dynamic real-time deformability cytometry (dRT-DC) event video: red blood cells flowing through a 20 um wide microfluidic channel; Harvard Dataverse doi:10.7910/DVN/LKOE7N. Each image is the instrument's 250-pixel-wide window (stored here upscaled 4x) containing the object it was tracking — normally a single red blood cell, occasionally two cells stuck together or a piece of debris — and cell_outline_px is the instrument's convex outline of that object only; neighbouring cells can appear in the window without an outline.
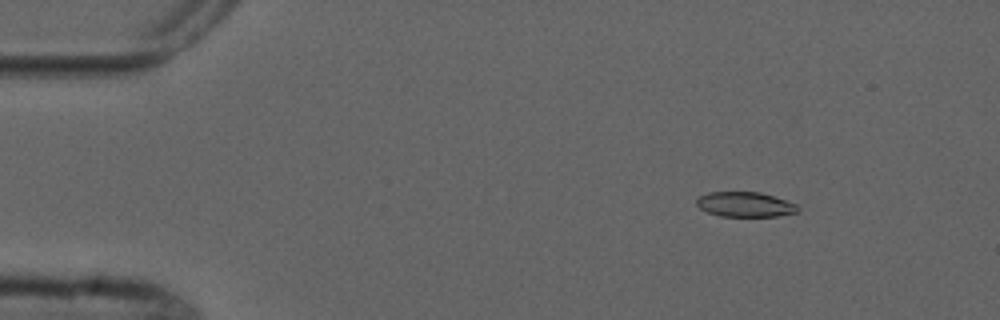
{"species": "common noctule bat (a hibernating species)", "species_latin": "Nyctalus noctula", "temperature_condition": "cold", "stored_images_in_passage": 7, "camera_frame_rate_fps": 3000, "um_per_image_px": 0.085, "animal": {"sex": "male", "forearm_length_mm": 52.5}, "frame": {"image": 1, "passage_image": 2, "time_ms": 1.333, "image_size_px": [1000, 320], "cell_outline_px": [[800, 208], [796, 212], [776, 216], [720, 216], [708, 212], [700, 208], [696, 204], [696, 200], [700, 196], [708, 192], [760, 192], [796, 204]], "centroid_in_image_um": [63.3, 17.37], "position_along_channel_um": 21.7, "area_um2": 14.51}}
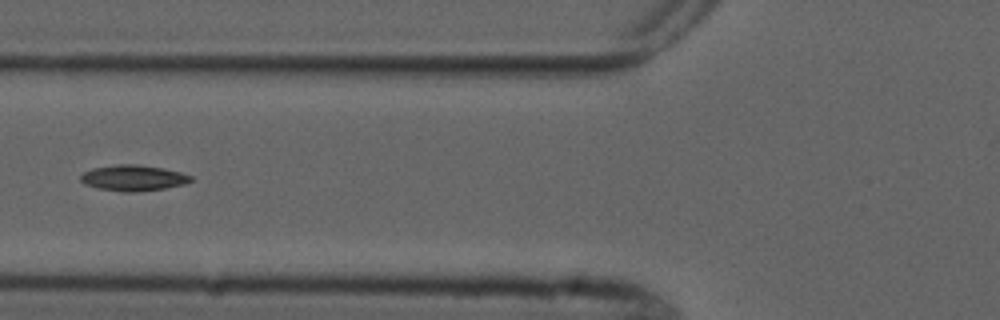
{"frame": {"image": 2, "passage_image": 6, "time_ms": 6.0, "image_size_px": [1000, 320], "cell_outline_px": [[192, 180], [184, 184], [164, 188], [132, 192], [124, 192], [100, 188], [84, 184], [80, 180], [80, 176], [84, 172], [92, 168], [116, 164], [136, 164], [164, 168], [180, 172], [192, 176]], "centroid_in_image_um": [11.31, 15.11], "position_along_channel_um": 114.5, "area_um2": 16.47}}
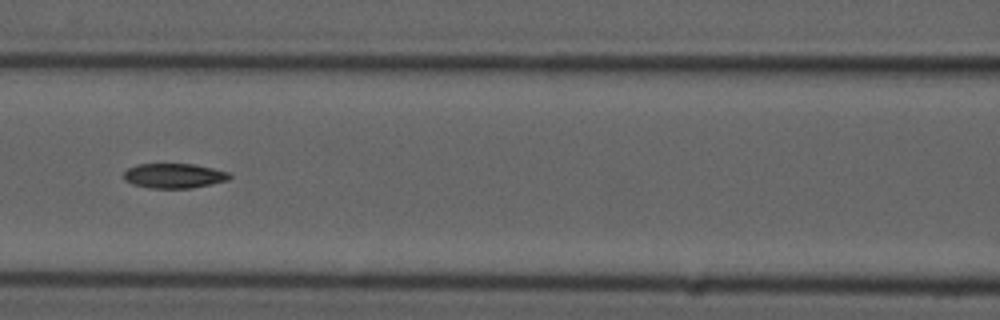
{"frame": {"image": 3, "passage_image": 7, "time_ms": 7.0, "image_size_px": [1000, 320], "cell_outline_px": [[232, 176], [228, 180], [192, 188], [152, 188], [132, 184], [124, 180], [124, 172], [128, 168], [136, 164], [192, 164], [212, 168], [228, 172]], "centroid_in_image_um": [14.77, 14.94], "position_along_channel_um": 151.8, "area_um2": 15.2}}